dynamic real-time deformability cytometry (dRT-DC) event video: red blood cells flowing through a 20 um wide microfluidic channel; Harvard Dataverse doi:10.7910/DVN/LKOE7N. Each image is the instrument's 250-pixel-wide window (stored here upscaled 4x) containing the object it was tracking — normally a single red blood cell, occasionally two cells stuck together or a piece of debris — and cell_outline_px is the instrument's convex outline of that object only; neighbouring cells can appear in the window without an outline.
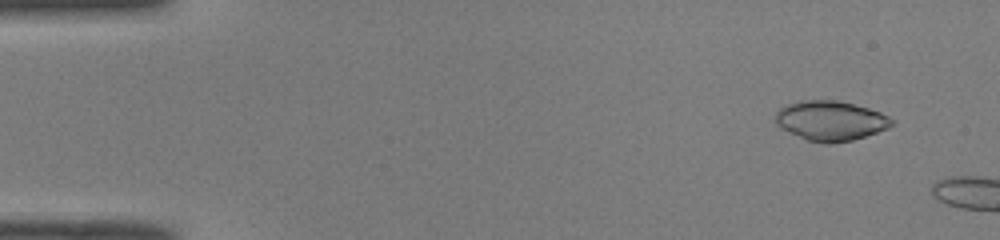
{"species": "common noctule bat (a hibernating species)", "species_latin": "Nyctalus noctula", "temperature_condition": "room temperature", "stored_images_in_passage": 45, "camera_frame_rate_fps": 3000, "um_per_image_px": 0.085, "animal": {"sex": "male", "body_mass_g": 19.0, "forearm_length_mm": 50.8}, "frame": {"image": 1, "passage_image": 4, "time_ms": 1.0, "image_size_px": [1000, 240], "cell_outline_px": [[892, 124], [888, 128], [852, 140], [828, 144], [808, 140], [780, 128], [776, 124], [776, 112], [780, 108], [788, 104], [800, 100], [836, 100], [868, 108], [880, 112], [888, 116], [892, 120]], "centroid_in_image_um": [70.57, 10.26], "position_along_channel_um": 14.4, "area_um2": 26.65}}
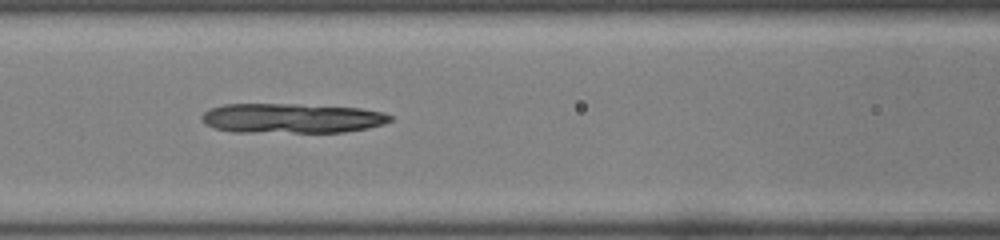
{"frame": {"image": 2, "passage_image": 22, "time_ms": 7.0, "image_size_px": [1000, 240], "cell_outline_px": [[392, 120], [384, 124], [368, 128], [344, 132], [232, 132], [216, 128], [204, 124], [200, 120], [200, 116], [204, 112], [212, 108], [224, 104], [296, 104], [360, 108], [384, 112], [392, 116]], "centroid_in_image_um": [24.79, 10.05], "position_along_channel_um": 141.8, "area_um2": 32.83}}
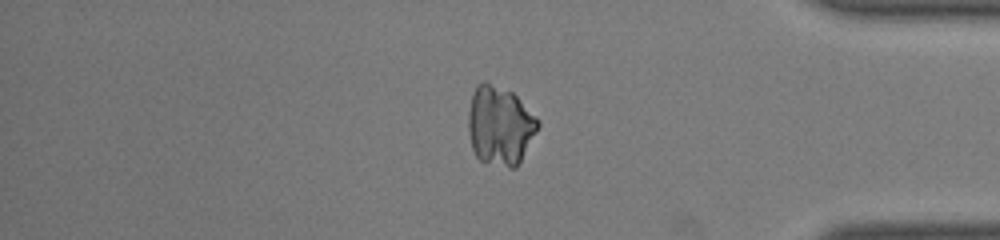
{"frame": {"image": 3, "passage_image": 42, "time_ms": 13.667, "image_size_px": [1000, 240], "cell_outline_px": [[540, 124], [536, 132], [516, 168], [508, 168], [480, 160], [476, 156], [472, 148], [468, 132], [468, 112], [472, 92], [476, 84], [484, 80], [512, 92], [540, 120]], "centroid_in_image_um": [42.47, 10.65], "position_along_channel_um": 392.7, "area_um2": 32.19}}